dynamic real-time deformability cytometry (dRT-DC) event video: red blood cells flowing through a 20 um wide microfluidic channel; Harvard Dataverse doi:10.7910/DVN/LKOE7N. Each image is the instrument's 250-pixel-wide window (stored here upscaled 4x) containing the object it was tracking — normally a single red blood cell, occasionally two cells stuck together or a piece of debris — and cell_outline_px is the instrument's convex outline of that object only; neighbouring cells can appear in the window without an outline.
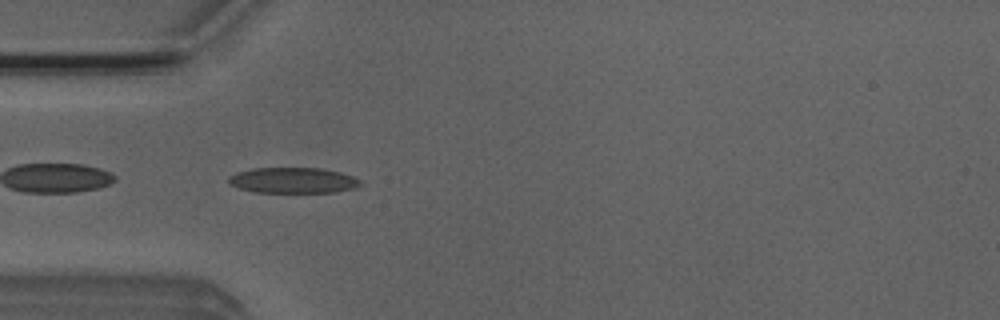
{"species": "Egyptian fruit bat (a non-hibernating species)", "species_latin": "Rousettus aegyptiacus", "temperature_condition": "room temperature", "stored_images_in_passage": 37, "camera_frame_rate_fps": 3000, "um_per_image_px": 0.085, "animal": {"sex": "male"}, "frame": {"image": 1, "passage_image": 1, "time_ms": 0.0, "image_size_px": [1000, 320], "cell_outline_px": [[364, 184], [356, 188], [336, 192], [256, 192], [240, 188], [228, 184], [228, 176], [236, 172], [252, 168], [320, 168], [340, 172], [352, 176], [360, 180]], "centroid_in_image_um": [24.91, 15.33], "position_along_channel_um": 60.1, "area_um2": 19.83}}
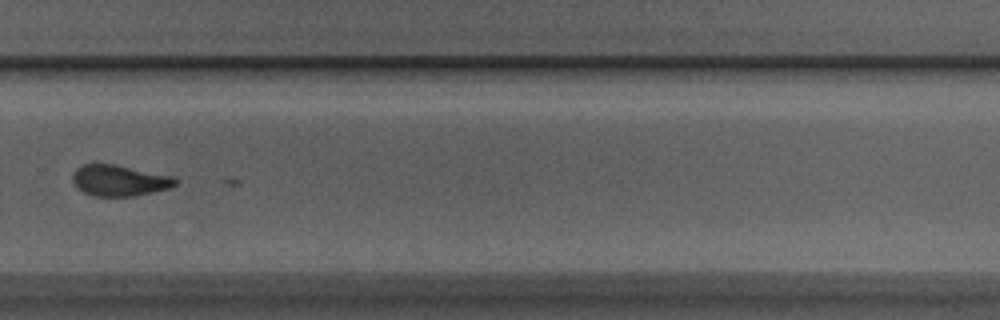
{"frame": {"image": 2, "passage_image": 21, "time_ms": 6.667, "image_size_px": [1000, 320], "cell_outline_px": [[176, 184], [168, 188], [132, 196], [96, 196], [84, 192], [76, 188], [72, 180], [72, 172], [76, 168], [84, 164], [116, 164], [172, 176], [176, 180]], "centroid_in_image_um": [10.08, 15.33], "position_along_channel_um": 319.7, "area_um2": 18.44}}